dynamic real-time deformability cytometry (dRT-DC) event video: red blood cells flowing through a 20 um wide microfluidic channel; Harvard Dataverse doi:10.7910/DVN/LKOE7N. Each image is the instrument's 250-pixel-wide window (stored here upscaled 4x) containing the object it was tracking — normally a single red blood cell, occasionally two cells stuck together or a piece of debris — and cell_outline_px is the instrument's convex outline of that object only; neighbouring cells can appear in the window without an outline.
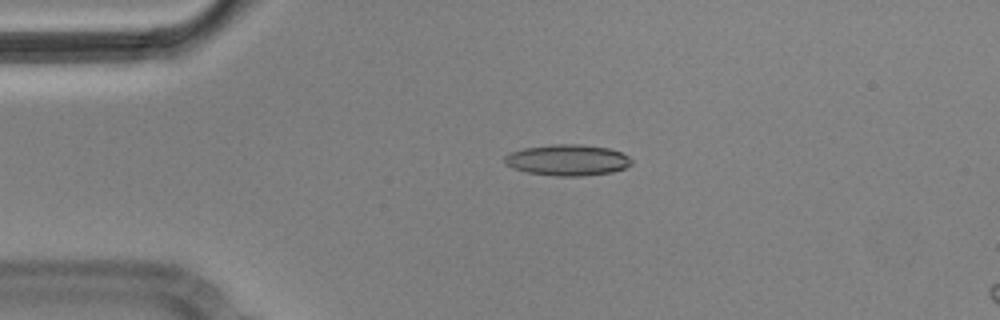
{"species": "Egyptian fruit bat (a non-hibernating species)", "species_latin": "Rousettus aegyptiacus", "temperature_condition": "cold", "stored_images_in_passage": 5, "segment_of_instrument_passage": [1, 2], "camera_frame_rate_fps": 3000, "um_per_image_px": 0.085, "animal": {"sex": "male"}, "frame": {"image": 1, "passage_image": 3, "time_ms": 0.667, "image_size_px": [1000, 320], "cell_outline_px": [[632, 164], [624, 168], [612, 172], [580, 176], [556, 176], [528, 172], [512, 168], [504, 160], [504, 156], [512, 152], [524, 148], [552, 144], [580, 144], [608, 148], [620, 152], [628, 156], [632, 160]], "centroid_in_image_um": [48.25, 13.6], "position_along_channel_um": 36.7, "area_um2": 22.83}}